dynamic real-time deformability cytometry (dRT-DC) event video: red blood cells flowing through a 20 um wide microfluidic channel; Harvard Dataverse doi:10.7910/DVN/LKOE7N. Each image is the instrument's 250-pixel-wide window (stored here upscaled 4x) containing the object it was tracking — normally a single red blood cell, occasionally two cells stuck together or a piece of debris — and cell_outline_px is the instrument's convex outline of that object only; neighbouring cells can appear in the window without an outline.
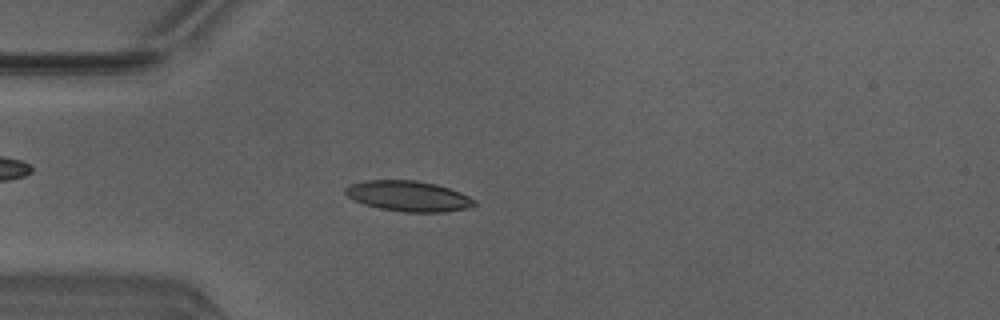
{"species": "Egyptian fruit bat (a non-hibernating species)", "species_latin": "Rousettus aegyptiacus", "temperature_condition": "warm", "stored_images_in_passage": 46, "camera_frame_rate_fps": 3000, "um_per_image_px": 0.085, "animal": {"sex": "male"}, "frame": {"image": 1, "passage_image": 11, "time_ms": 3.333, "image_size_px": [1000, 320], "cell_outline_px": [[476, 204], [468, 208], [444, 212], [404, 212], [380, 208], [364, 204], [352, 200], [344, 192], [344, 188], [348, 184], [364, 180], [416, 180], [436, 184], [460, 192], [476, 200]], "centroid_in_image_um": [34.68, 16.66], "position_along_channel_um": 50.3, "area_um2": 23.06}}
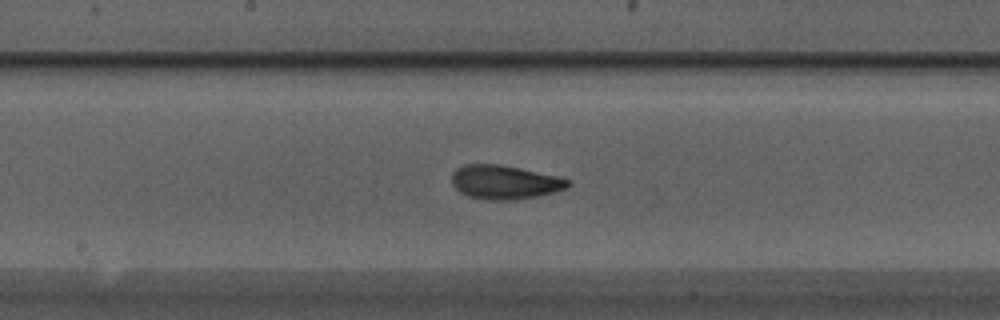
{"frame": {"image": 2, "passage_image": 23, "time_ms": 7.333, "image_size_px": [1000, 320], "cell_outline_px": [[572, 184], [556, 192], [516, 200], [484, 200], [468, 196], [460, 192], [452, 184], [452, 172], [456, 168], [464, 164], [500, 164], [520, 168], [556, 176], [572, 180]], "centroid_in_image_um": [42.88, 15.49], "position_along_channel_um": 205.3, "area_um2": 23.12}}
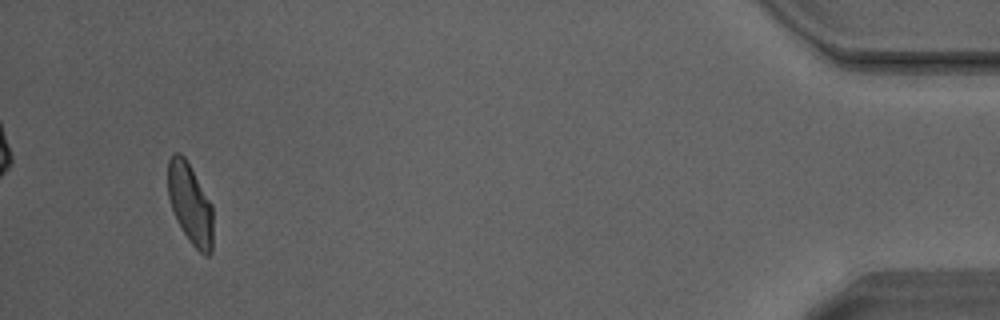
{"frame": {"image": 3, "passage_image": 44, "time_ms": 14.333, "image_size_px": [1000, 320], "cell_outline_px": [[212, 252], [208, 256], [204, 256], [188, 240], [176, 220], [168, 196], [168, 160], [176, 152], [180, 152], [184, 156], [212, 204]], "centroid_in_image_um": [16.16, 17.35], "position_along_channel_um": 419.0, "area_um2": 21.1}, "authors_computed_cell_mechanics": {"area_um2": 21.9062, "velocity_mm_per_s": 4.1718, "shape_relaxation_time_tau1_ms": 3.6118, "shape_relaxation_time_tau2_ms": 1.6459, "deformation_change_tau1": 0.1499, "deformation_change_tau2": 0.0767}}